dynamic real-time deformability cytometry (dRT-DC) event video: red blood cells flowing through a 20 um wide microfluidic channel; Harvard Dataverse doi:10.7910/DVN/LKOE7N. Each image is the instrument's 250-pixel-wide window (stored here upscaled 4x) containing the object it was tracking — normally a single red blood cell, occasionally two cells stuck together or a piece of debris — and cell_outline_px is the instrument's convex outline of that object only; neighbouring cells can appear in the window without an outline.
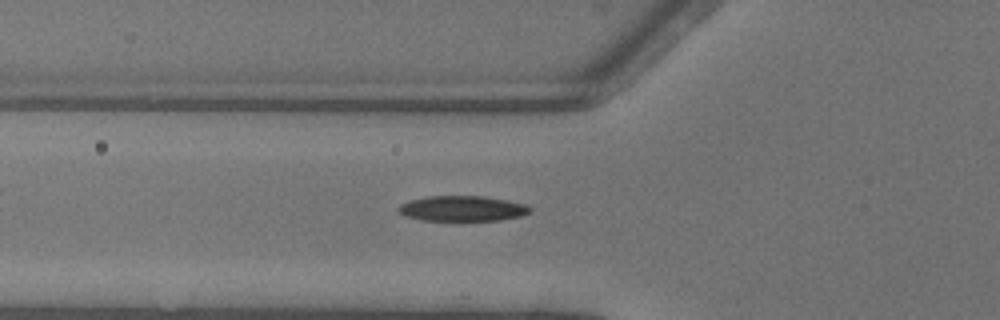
{"species": "common noctule bat (a hibernating species)", "species_latin": "Nyctalus noctula", "temperature_condition": "warm", "stored_images_in_passage": 37, "camera_frame_rate_fps": 3000, "um_per_image_px": 0.085, "animal": {"sex": "female"}, "frame": {"image": 1, "passage_image": 11, "time_ms": 3.333, "image_size_px": [1000, 320], "cell_outline_px": [[532, 208], [528, 212], [520, 216], [500, 220], [424, 220], [404, 216], [396, 208], [400, 204], [412, 200], [428, 196], [484, 196], [524, 204]], "centroid_in_image_um": [39.26, 17.72], "position_along_channel_um": 86.5, "area_um2": 19.13}, "authors_computed_cell_mechanics": {"area_um2": 19.4786, "velocity_mm_per_s": 4.1355, "shape_relaxation_time_tau1_ms": 2.6004, "shape_relaxation_time_tau2_ms": 3.4568, "deformation_change_tau1": 0.1467, "deformation_change_tau2": 0.0921}}